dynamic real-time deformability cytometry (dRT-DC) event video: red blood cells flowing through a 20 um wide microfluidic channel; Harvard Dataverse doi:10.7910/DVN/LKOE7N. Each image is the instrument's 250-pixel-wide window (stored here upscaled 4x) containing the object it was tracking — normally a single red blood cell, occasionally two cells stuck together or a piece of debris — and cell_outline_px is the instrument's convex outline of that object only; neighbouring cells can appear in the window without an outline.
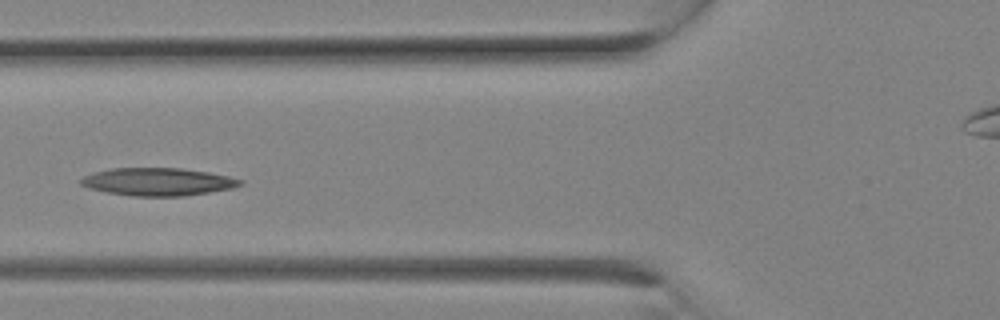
{"species": "Egyptian fruit bat (a non-hibernating species)", "species_latin": "Rousettus aegyptiacus", "temperature_condition": "room temperature", "stored_images_in_passage": 9, "camera_frame_rate_fps": 3000, "um_per_image_px": 0.085, "animal": {"sex": "female"}, "frame": {"image": 1, "passage_image": 8, "time_ms": 2.333, "image_size_px": [1000, 320], "cell_outline_px": [[244, 184], [232, 188], [184, 196], [132, 196], [108, 192], [88, 188], [80, 184], [80, 180], [84, 176], [92, 172], [112, 168], [180, 168], [208, 172], [228, 176], [244, 180]], "centroid_in_image_um": [13.42, 15.45], "position_along_channel_um": 112.4, "area_um2": 25.78}}